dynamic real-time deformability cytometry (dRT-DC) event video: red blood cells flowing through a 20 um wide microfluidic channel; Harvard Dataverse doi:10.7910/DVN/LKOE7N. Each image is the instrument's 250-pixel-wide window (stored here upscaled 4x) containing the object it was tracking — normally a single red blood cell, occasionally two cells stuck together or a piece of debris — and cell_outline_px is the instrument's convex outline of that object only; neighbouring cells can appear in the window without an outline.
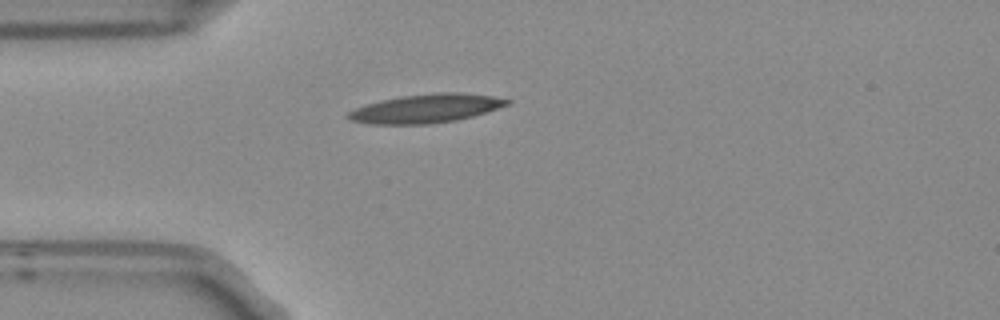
{"species": "Egyptian fruit bat (a non-hibernating species)", "species_latin": "Rousettus aegyptiacus", "temperature_condition": "room temperature", "stored_images_in_passage": 2, "camera_frame_rate_fps": 3000, "um_per_image_px": 0.085, "frame": {"image": 1, "passage_image": 1, "time_ms": 0.0, "image_size_px": [1000, 320], "cell_outline_px": [[512, 104], [472, 116], [456, 120], [428, 124], [368, 124], [348, 120], [344, 116], [348, 112], [364, 104], [380, 100], [400, 96], [436, 92], [460, 92], [492, 96], [512, 100]], "centroid_in_image_um": [36.18, 9.21], "position_along_channel_um": 48.8, "area_um2": 26.88}}